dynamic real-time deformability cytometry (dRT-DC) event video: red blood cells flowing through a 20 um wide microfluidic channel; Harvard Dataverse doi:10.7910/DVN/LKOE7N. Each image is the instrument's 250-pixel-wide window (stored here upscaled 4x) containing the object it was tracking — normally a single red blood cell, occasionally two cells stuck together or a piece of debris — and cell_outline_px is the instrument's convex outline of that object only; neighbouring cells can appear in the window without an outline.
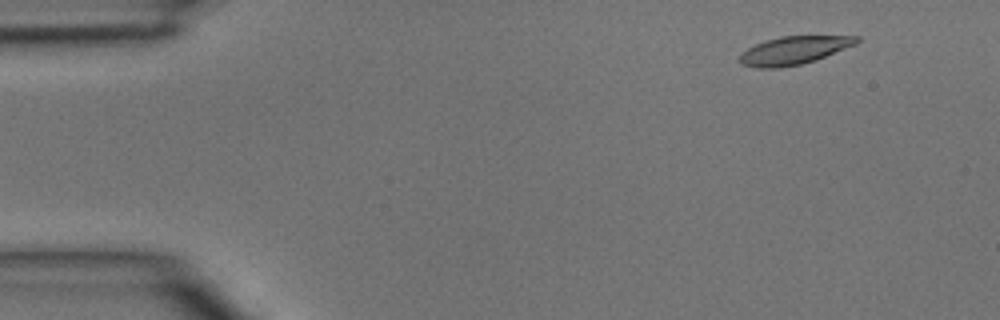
{"species": "common noctule bat (a hibernating species)", "species_latin": "Nyctalus noctula", "temperature_condition": "room temperature", "stored_images_in_passage": 42, "camera_frame_rate_fps": 3000, "um_per_image_px": 0.085, "animal": {"sex": "male", "body_mass_g": 15.6}, "frame": {"image": 1, "passage_image": 2, "time_ms": 0.333, "image_size_px": [1000, 320], "cell_outline_px": [[860, 40], [856, 44], [816, 60], [800, 64], [776, 68], [756, 68], [740, 64], [740, 56], [748, 48], [764, 40], [780, 36], [860, 36]], "centroid_in_image_um": [67.49, 4.28], "position_along_channel_um": 17.5, "area_um2": 19.02}}
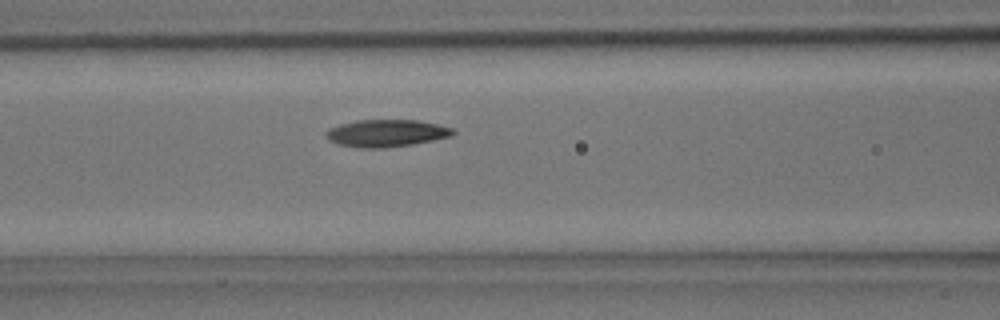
{"frame": {"image": 2, "passage_image": 16, "time_ms": 5.0, "image_size_px": [1000, 320], "cell_outline_px": [[456, 132], [452, 136], [412, 144], [384, 148], [360, 148], [336, 144], [328, 140], [324, 136], [324, 132], [328, 128], [340, 124], [356, 120], [416, 120], [436, 124], [452, 128]], "centroid_in_image_um": [32.77, 11.32], "position_along_channel_um": 133.8, "area_um2": 20.29}}
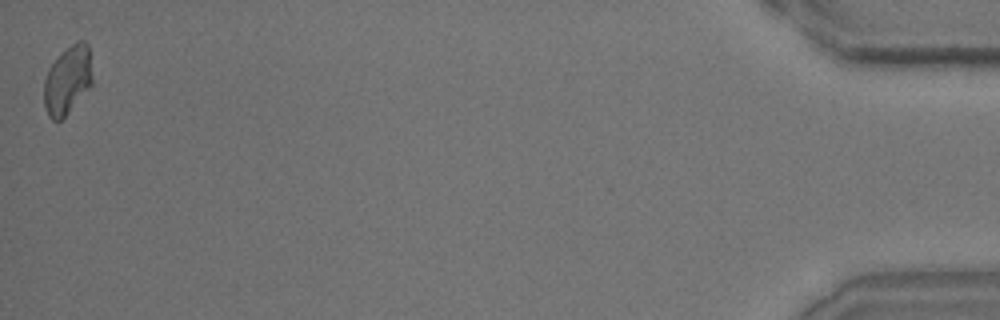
{"frame": {"image": 3, "passage_image": 42, "time_ms": 13.667, "image_size_px": [1000, 320], "cell_outline_px": [[92, 84], [68, 112], [60, 120], [52, 120], [48, 116], [44, 108], [44, 80], [48, 68], [72, 44], [80, 40], [84, 40], [88, 44], [92, 76]], "centroid_in_image_um": [5.73, 6.83], "position_along_channel_um": 429.5, "area_um2": 18.9}}